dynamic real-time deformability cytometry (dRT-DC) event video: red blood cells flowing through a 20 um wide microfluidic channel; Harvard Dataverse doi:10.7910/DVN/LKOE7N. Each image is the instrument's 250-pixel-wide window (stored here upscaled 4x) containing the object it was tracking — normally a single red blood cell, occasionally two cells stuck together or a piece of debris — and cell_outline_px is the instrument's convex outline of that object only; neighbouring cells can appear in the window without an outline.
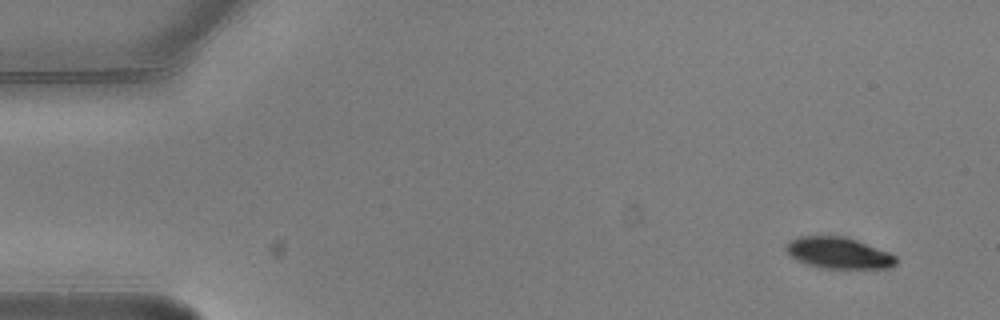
{"species": "common noctule bat (a hibernating species)", "species_latin": "Nyctalus noctula", "temperature_condition": "warm", "stored_images_in_passage": 4, "camera_frame_rate_fps": 3000, "um_per_image_px": 0.085, "animal": {"sex": "male", "body_mass_g": 20.5, "forearm_length_mm": 52.5}, "frame": {"image": 1, "passage_image": 1, "time_ms": 0.0, "image_size_px": [1000, 320], "cell_outline_px": [[896, 264], [892, 268], [824, 268], [808, 264], [796, 260], [784, 248], [788, 240], [796, 236], [844, 236], [856, 240], [888, 252], [896, 256]], "centroid_in_image_um": [71.25, 21.49], "position_along_channel_um": 13.7, "area_um2": 20.0}}
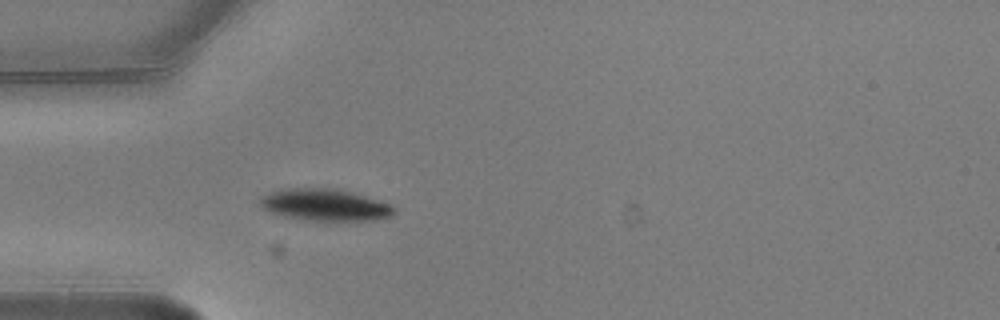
{"frame": {"image": 2, "passage_image": 4, "time_ms": 1.0, "image_size_px": [1000, 320], "cell_outline_px": [[396, 212], [392, 216], [380, 220], [308, 220], [284, 216], [272, 212], [264, 208], [260, 204], [260, 200], [264, 196], [272, 192], [288, 188], [336, 188], [352, 192], [388, 204], [396, 208]], "centroid_in_image_um": [27.67, 17.42], "position_along_channel_um": 57.3, "area_um2": 24.51}}